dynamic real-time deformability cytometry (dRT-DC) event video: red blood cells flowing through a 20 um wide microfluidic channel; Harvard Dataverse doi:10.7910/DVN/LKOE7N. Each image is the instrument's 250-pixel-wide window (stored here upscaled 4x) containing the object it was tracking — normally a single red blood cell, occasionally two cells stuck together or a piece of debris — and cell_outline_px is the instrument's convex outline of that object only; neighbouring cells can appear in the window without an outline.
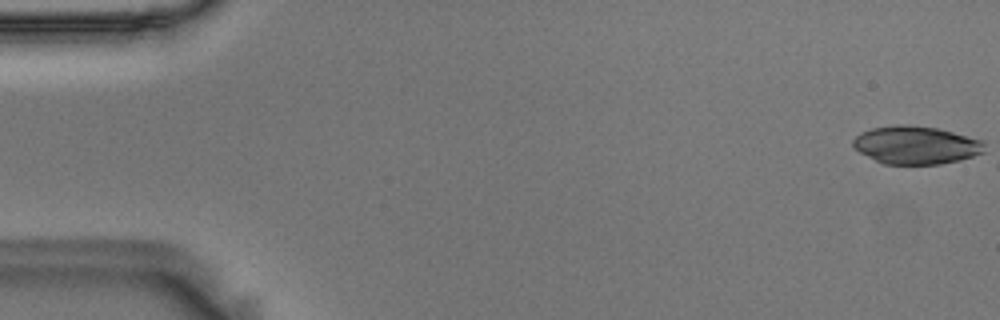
{"species": "Egyptian fruit bat (a non-hibernating species)", "species_latin": "Rousettus aegyptiacus", "temperature_condition": "room temperature", "stored_images_in_passage": 15, "camera_frame_rate_fps": 3000, "um_per_image_px": 0.085, "animal": {"sex": "male"}, "frame": {"image": 1, "passage_image": 1, "time_ms": 0.0, "image_size_px": [1000, 320], "cell_outline_px": [[984, 152], [960, 160], [940, 164], [884, 164], [860, 152], [852, 144], [852, 140], [860, 132], [872, 128], [896, 124], [908, 124], [940, 128], [984, 140]], "centroid_in_image_um": [77.87, 12.31], "position_along_channel_um": 7.1, "area_um2": 29.3}}
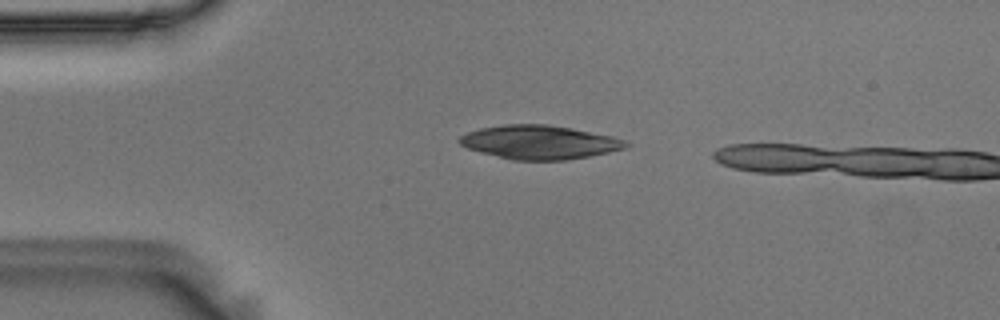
{"frame": {"image": 2, "passage_image": 13, "time_ms": 4.0, "image_size_px": [1000, 320], "cell_outline_px": [[632, 144], [628, 148], [588, 156], [564, 160], [512, 160], [480, 152], [468, 148], [460, 144], [456, 140], [460, 136], [468, 132], [480, 128], [504, 124], [548, 124], [572, 128], [612, 136], [628, 140]], "centroid_in_image_um": [45.88, 12.08], "position_along_channel_um": 39.1, "area_um2": 32.95}}